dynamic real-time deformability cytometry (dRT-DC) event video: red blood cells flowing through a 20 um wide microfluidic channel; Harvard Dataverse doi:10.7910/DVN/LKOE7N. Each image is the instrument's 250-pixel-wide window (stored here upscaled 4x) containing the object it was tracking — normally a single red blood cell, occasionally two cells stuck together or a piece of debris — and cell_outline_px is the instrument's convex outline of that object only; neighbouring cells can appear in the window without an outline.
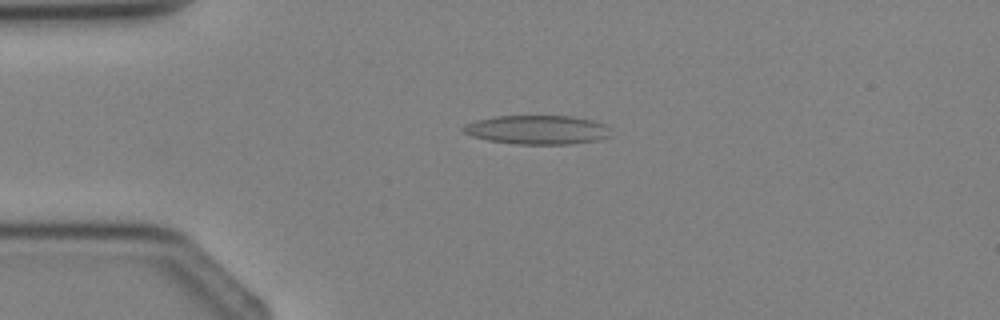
{"species": "Egyptian fruit bat (a non-hibernating species)", "species_latin": "Rousettus aegyptiacus", "temperature_condition": "cold", "stored_images_in_passage": 2, "camera_frame_rate_fps": 3000, "um_per_image_px": 0.085, "animal": {"sex": "female"}, "frame": {"image": 1, "passage_image": 1, "time_ms": 0.0, "image_size_px": [1000, 320], "cell_outline_px": [[612, 128], [608, 136], [600, 140], [568, 144], [516, 144], [488, 140], [472, 136], [464, 132], [460, 128], [464, 124], [476, 120], [496, 116], [572, 116], [592, 120], [604, 124]], "centroid_in_image_um": [45.67, 11.03], "position_along_channel_um": 39.3, "area_um2": 25.03}}